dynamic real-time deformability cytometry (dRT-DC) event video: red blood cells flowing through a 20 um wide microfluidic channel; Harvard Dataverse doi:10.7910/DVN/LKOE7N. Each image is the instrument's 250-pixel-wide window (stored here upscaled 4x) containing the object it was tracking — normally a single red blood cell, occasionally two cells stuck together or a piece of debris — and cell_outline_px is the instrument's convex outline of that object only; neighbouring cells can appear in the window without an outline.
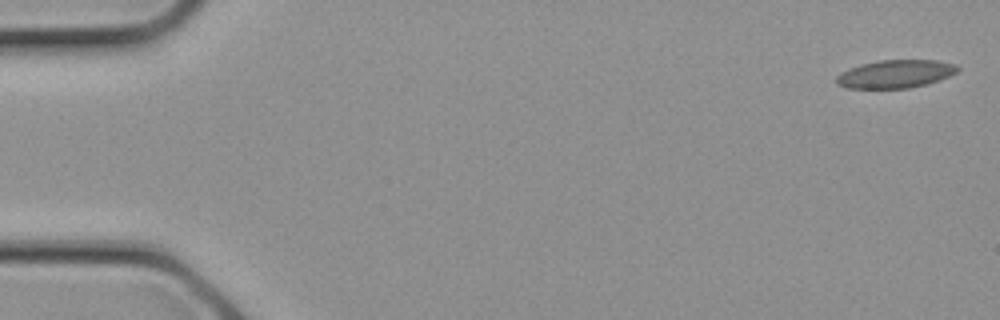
{"species": "common noctule bat (a hibernating species)", "species_latin": "Nyctalus noctula", "temperature_condition": "cold", "stored_images_in_passage": 28, "camera_frame_rate_fps": 3000, "um_per_image_px": 0.085, "animal": {"sex": "female", "body_mass_g": 21.9}, "frame": {"image": 1, "passage_image": 1, "time_ms": 0.0, "image_size_px": [1000, 320], "cell_outline_px": [[960, 68], [956, 72], [940, 80], [928, 84], [908, 88], [844, 88], [836, 84], [836, 76], [840, 72], [860, 64], [880, 60], [936, 60], [956, 64]], "centroid_in_image_um": [76.09, 6.29], "position_along_channel_um": 8.9, "area_um2": 19.94}}
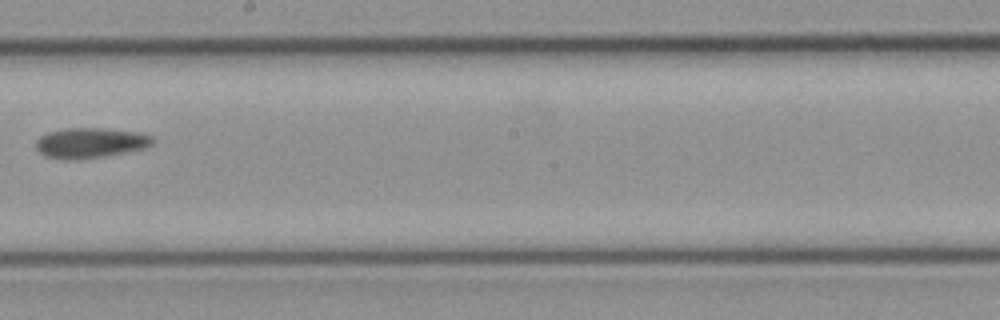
{"frame": {"image": 2, "passage_image": 16, "time_ms": 5.0, "image_size_px": [1000, 320], "cell_outline_px": [[156, 140], [152, 144], [144, 148], [104, 156], [72, 160], [64, 160], [44, 156], [36, 148], [36, 140], [40, 136], [48, 132], [64, 128], [104, 128], [140, 132], [152, 136]], "centroid_in_image_um": [7.67, 12.13], "position_along_channel_um": 240.5, "area_um2": 20.69}}
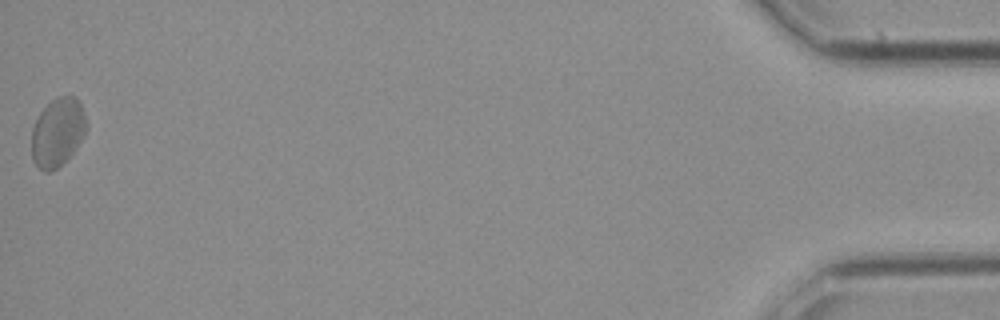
{"frame": {"image": 3, "passage_image": 28, "time_ms": 9.0, "image_size_px": [1000, 320], "cell_outline_px": [[88, 128], [84, 136], [76, 148], [56, 168], [48, 172], [44, 172], [32, 160], [32, 128], [40, 112], [56, 96], [76, 96], [84, 112]], "centroid_in_image_um": [4.91, 11.22], "position_along_channel_um": 430.3, "area_um2": 21.73}}